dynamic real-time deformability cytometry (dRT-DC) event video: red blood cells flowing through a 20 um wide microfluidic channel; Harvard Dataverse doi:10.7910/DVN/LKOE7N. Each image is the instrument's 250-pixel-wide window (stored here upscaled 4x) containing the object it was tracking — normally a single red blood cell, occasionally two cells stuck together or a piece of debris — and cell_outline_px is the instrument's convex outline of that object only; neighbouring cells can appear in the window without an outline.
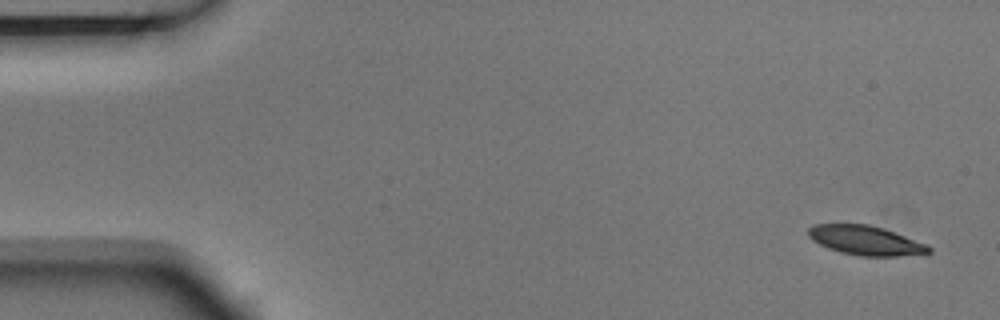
{"species": "Egyptian fruit bat (a non-hibernating species)", "species_latin": "Rousettus aegyptiacus", "temperature_condition": "room temperature", "stored_images_in_passage": 5, "camera_frame_rate_fps": 3000, "um_per_image_px": 0.085, "animal": {"sex": "male"}, "frame": {"image": 1, "passage_image": 1, "time_ms": 0.0, "image_size_px": [1000, 320], "cell_outline_px": [[932, 252], [924, 256], [860, 256], [840, 252], [828, 248], [812, 240], [808, 236], [808, 228], [812, 224], [868, 224], [884, 228], [928, 244], [932, 248]], "centroid_in_image_um": [73.66, 20.45], "position_along_channel_um": 11.3, "area_um2": 21.1}}